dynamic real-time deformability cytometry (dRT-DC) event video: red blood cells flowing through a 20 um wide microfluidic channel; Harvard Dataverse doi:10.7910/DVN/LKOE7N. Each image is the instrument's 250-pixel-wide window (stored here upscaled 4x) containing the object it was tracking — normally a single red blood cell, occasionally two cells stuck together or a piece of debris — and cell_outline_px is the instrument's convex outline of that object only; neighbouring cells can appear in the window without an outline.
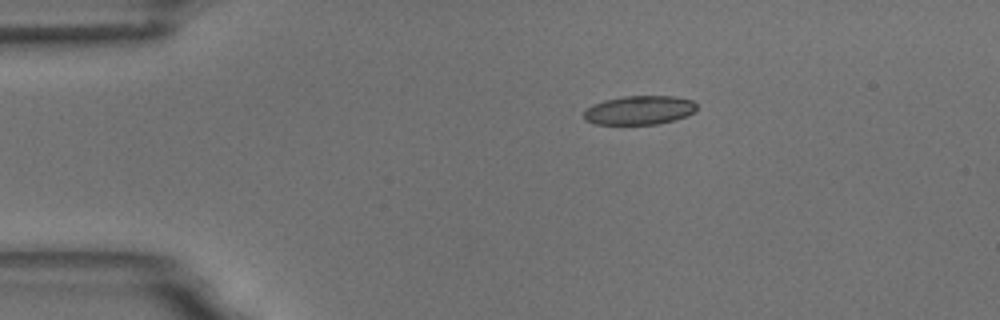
{"species": "common noctule bat (a hibernating species)", "species_latin": "Nyctalus noctula", "temperature_condition": "room temperature", "stored_images_in_passage": 2, "camera_frame_rate_fps": 3000, "um_per_image_px": 0.085, "animal": {"sex": "male", "body_mass_g": 18.8}, "frame": {"image": 1, "passage_image": 1, "time_ms": 0.0, "image_size_px": [1000, 320], "cell_outline_px": [[696, 108], [692, 112], [684, 116], [672, 120], [656, 124], [596, 124], [584, 120], [584, 112], [592, 104], [604, 100], [624, 96], [672, 96], [692, 100], [696, 104]], "centroid_in_image_um": [54.3, 9.36], "position_along_channel_um": 30.7, "area_um2": 18.79}}